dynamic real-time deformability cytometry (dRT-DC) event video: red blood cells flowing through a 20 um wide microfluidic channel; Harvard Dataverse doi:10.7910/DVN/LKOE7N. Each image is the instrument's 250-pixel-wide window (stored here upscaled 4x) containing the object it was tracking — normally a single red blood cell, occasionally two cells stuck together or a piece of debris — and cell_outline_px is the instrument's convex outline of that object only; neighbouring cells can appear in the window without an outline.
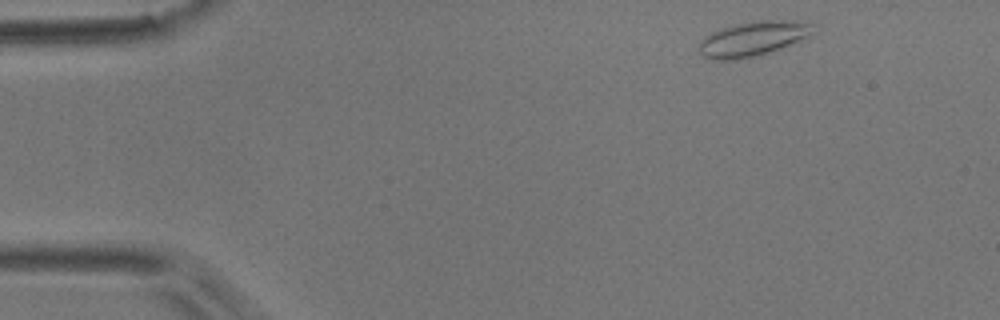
{"species": "common noctule bat (a hibernating species)", "species_latin": "Nyctalus noctula", "temperature_condition": "room temperature", "stored_images_in_passage": 43, "camera_frame_rate_fps": 3000, "um_per_image_px": 0.085, "animal": {"sex": "male", "body_mass_g": 17.9}, "frame": {"image": 1, "passage_image": 2, "time_ms": 0.333, "image_size_px": [1000, 320], "cell_outline_px": [[816, 24], [812, 32], [808, 36], [792, 44], [768, 52], [736, 60], [716, 60], [704, 56], [700, 52], [700, 40], [704, 36], [712, 32], [736, 24], [760, 20], [792, 20]], "centroid_in_image_um": [64.01, 3.28], "position_along_channel_um": 21.0, "area_um2": 22.77}}
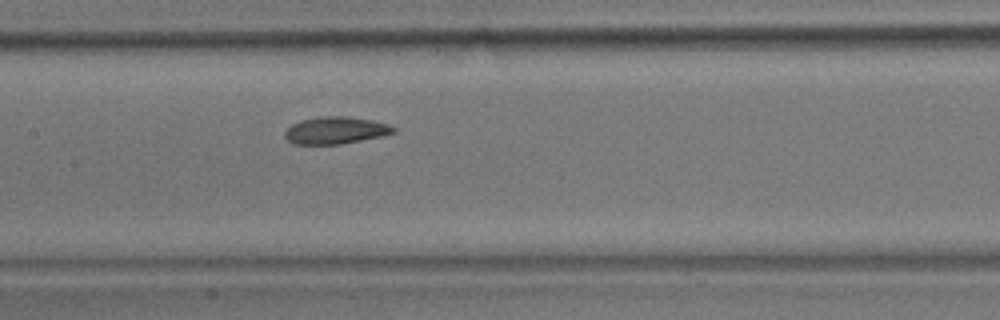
{"frame": {"image": 2, "passage_image": 21, "time_ms": 6.667, "image_size_px": [1000, 320], "cell_outline_px": [[396, 132], [384, 136], [340, 144], [296, 144], [288, 140], [284, 136], [284, 132], [292, 124], [300, 120], [320, 116], [348, 116], [372, 120], [388, 124], [396, 128]], "centroid_in_image_um": [28.55, 11.07], "position_along_channel_um": 178.9, "area_um2": 17.28}}
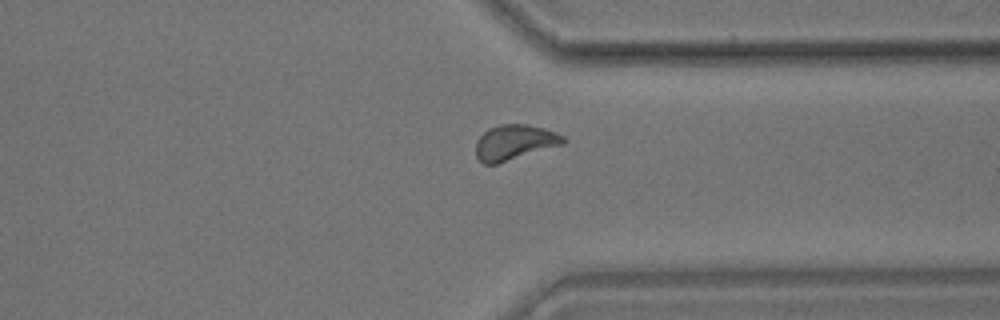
{"frame": {"image": 3, "passage_image": 36, "time_ms": 11.667, "image_size_px": [1000, 320], "cell_outline_px": [[568, 140], [564, 144], [496, 164], [484, 164], [476, 156], [476, 140], [488, 128], [500, 124], [528, 124], [544, 128], [556, 132], [564, 136]], "centroid_in_image_um": [43.75, 12.09], "position_along_channel_um": 367.6, "area_um2": 18.03}, "authors_computed_cell_mechanics": {"area_um2": 17.5712, "velocity_mm_per_s": 3.795, "shape_relaxation_time_tau1_ms": 5.9184, "shape_relaxation_time_tau2_ms": 1.8052, "deformation_change_tau1": 0.1338, "deformation_change_tau2": 0.0695}}